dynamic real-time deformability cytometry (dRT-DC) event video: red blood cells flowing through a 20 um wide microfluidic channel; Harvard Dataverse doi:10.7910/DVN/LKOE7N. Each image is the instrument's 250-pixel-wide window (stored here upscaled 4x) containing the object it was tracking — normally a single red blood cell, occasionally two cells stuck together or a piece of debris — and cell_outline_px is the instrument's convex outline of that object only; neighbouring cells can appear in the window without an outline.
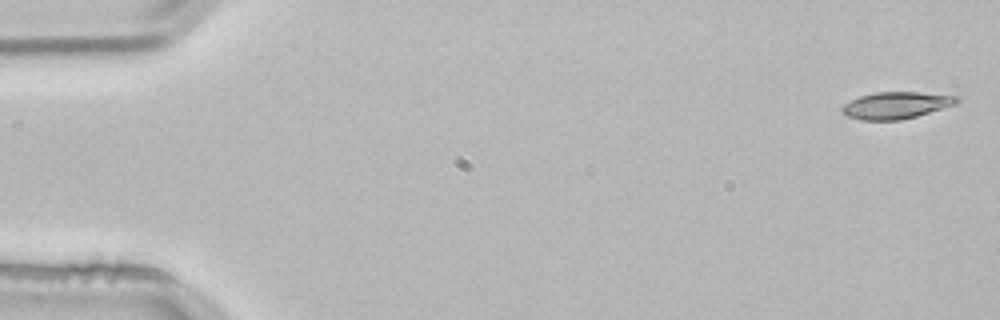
{"species": "common noctule bat (a hibernating species)", "species_latin": "Nyctalus noctula", "temperature_condition": "room temperature", "stored_images_in_passage": 4, "camera_frame_rate_fps": 3000, "um_per_image_px": 0.085, "animal": {"sex": "male", "body_mass_g": 21.5, "forearm_length_mm": 52.0}, "frame": {"image": 1, "passage_image": 1, "time_ms": 0.0, "image_size_px": [1000, 320], "cell_outline_px": [[960, 100], [956, 104], [916, 116], [900, 120], [860, 120], [848, 116], [840, 112], [840, 108], [844, 104], [860, 96], [876, 92], [916, 92], [960, 96]], "centroid_in_image_um": [76.16, 8.95], "position_along_channel_um": 8.8, "area_um2": 17.92}}